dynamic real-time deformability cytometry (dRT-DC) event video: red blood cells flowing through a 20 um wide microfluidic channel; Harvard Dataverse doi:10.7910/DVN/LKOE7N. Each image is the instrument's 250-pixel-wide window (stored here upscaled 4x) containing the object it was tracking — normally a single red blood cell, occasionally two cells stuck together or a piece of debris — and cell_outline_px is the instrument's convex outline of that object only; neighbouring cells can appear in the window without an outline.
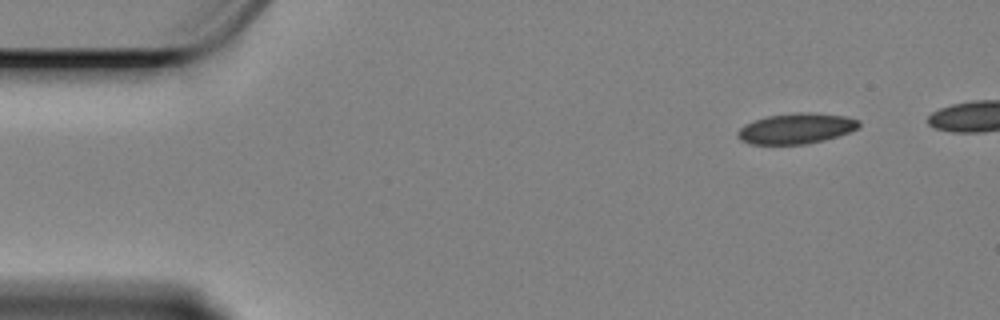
{"species": "Egyptian fruit bat (a non-hibernating species)", "species_latin": "Rousettus aegyptiacus", "temperature_condition": "cold", "stored_images_in_passage": 12, "camera_frame_rate_fps": 3000, "um_per_image_px": 0.085, "animal": {"sex": "female"}, "frame": {"image": 1, "passage_image": 1, "time_ms": 0.0, "image_size_px": [1000, 320], "cell_outline_px": [[860, 128], [824, 140], [804, 144], [748, 144], [740, 140], [736, 136], [736, 132], [744, 124], [768, 116], [796, 112], [812, 112], [848, 116], [860, 120]], "centroid_in_image_um": [67.68, 10.91], "position_along_channel_um": 17.3, "area_um2": 21.73}}